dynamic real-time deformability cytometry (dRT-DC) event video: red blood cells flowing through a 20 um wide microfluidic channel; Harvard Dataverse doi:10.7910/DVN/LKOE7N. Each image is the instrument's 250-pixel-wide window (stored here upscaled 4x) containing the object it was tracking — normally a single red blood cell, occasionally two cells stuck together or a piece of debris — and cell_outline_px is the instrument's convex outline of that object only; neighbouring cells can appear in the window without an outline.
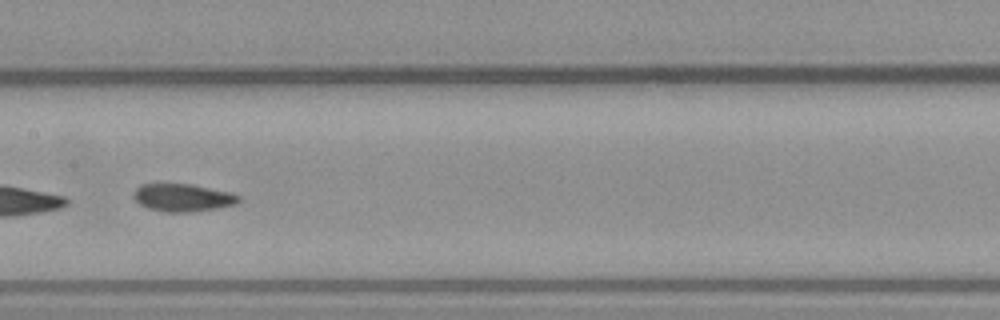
{"species": "common noctule bat (a hibernating species)", "species_latin": "Nyctalus noctula", "temperature_condition": "warm", "stored_images_in_passage": 9, "camera_frame_rate_fps": 3000, "um_per_image_px": 0.085, "animal": {"sex": "male", "body_mass_g": 23.1, "forearm_length_mm": 52.7}, "frame": {"image": 1, "passage_image": 7, "time_ms": 8.333, "image_size_px": [1000, 320], "cell_outline_px": [[240, 200], [236, 204], [220, 208], [192, 212], [168, 212], [148, 208], [140, 204], [132, 196], [132, 192], [140, 184], [192, 184], [228, 192], [240, 196]], "centroid_in_image_um": [15.52, 16.8], "position_along_channel_um": 191.9, "area_um2": 16.99}}
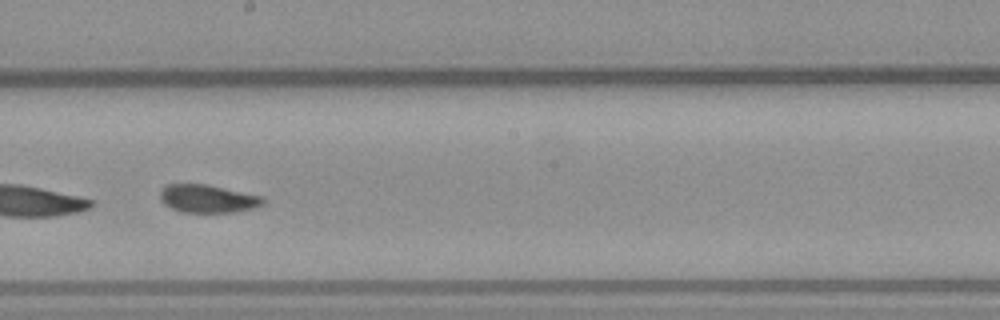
{"frame": {"image": 2, "passage_image": 8, "time_ms": 9.333, "image_size_px": [1000, 320], "cell_outline_px": [[264, 204], [252, 208], [232, 212], [180, 212], [164, 204], [160, 200], [160, 188], [168, 184], [208, 184], [264, 196]], "centroid_in_image_um": [17.64, 16.87], "position_along_channel_um": 230.6, "area_um2": 16.94}}
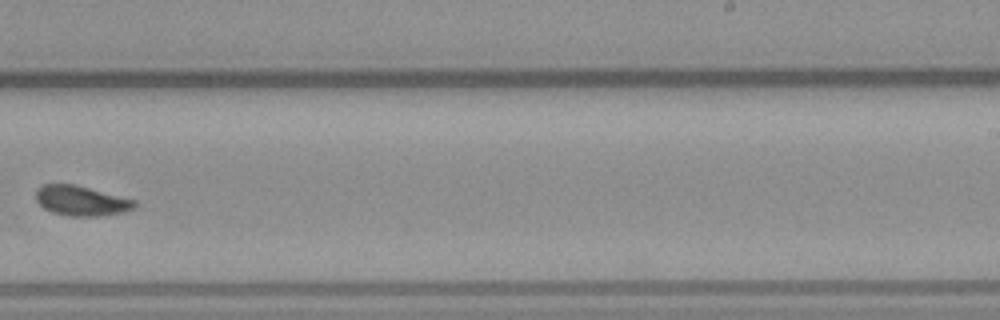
{"frame": {"image": 3, "passage_image": 9, "time_ms": 10.667, "image_size_px": [1000, 320], "cell_outline_px": [[136, 208], [124, 212], [100, 216], [68, 216], [52, 212], [44, 208], [36, 200], [36, 188], [44, 184], [76, 184], [136, 200]], "centroid_in_image_um": [6.92, 17.06], "position_along_channel_um": 282.1, "area_um2": 17.4}}